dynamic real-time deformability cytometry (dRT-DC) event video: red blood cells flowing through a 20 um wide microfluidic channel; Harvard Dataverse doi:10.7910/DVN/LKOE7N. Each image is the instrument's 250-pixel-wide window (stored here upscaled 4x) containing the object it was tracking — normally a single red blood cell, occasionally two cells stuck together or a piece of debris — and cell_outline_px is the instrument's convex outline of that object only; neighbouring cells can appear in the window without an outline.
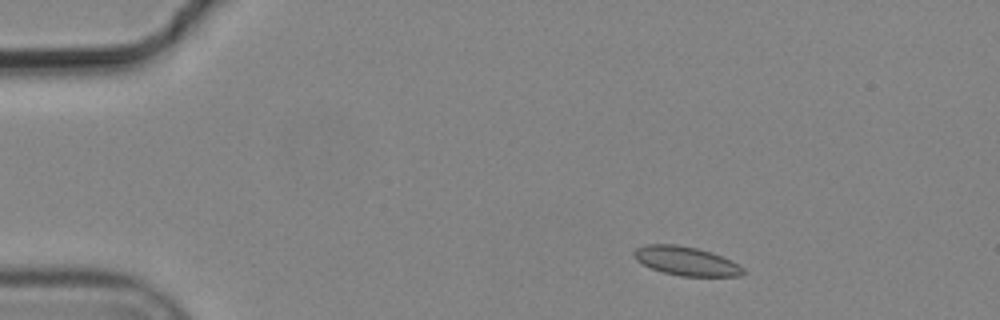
{"species": "common noctule bat (a hibernating species)", "species_latin": "Nyctalus noctula", "temperature_condition": "cold", "stored_images_in_passage": 4, "camera_frame_rate_fps": 3000, "um_per_image_px": 0.085, "animal": {"sex": "male", "body_mass_g": 19.2, "forearm_length_mm": 51.8}, "frame": {"image": 1, "passage_image": 2, "time_ms": 0.333, "image_size_px": [1000, 320], "cell_outline_px": [[744, 272], [740, 276], [680, 276], [664, 272], [652, 268], [636, 260], [632, 256], [632, 252], [636, 248], [648, 244], [676, 244], [696, 248], [712, 252], [744, 268]], "centroid_in_image_um": [58.27, 22.18], "position_along_channel_um": 26.7, "area_um2": 18.15}}